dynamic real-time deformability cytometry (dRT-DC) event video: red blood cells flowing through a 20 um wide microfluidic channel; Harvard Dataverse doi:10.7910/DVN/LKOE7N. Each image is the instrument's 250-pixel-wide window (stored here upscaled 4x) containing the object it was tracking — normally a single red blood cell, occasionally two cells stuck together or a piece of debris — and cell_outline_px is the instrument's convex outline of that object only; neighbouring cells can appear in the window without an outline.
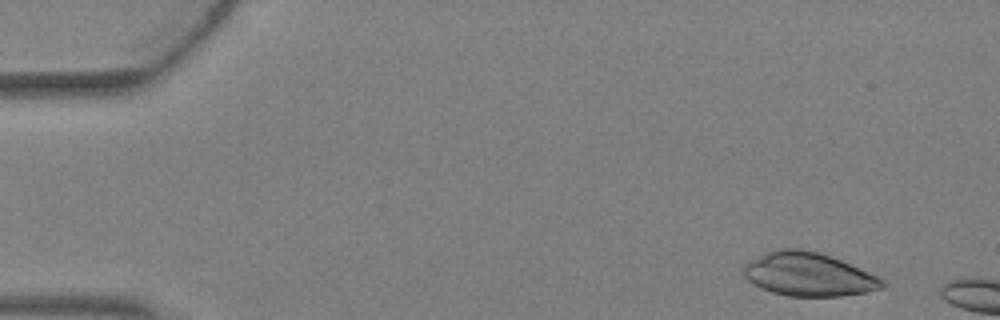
{"species": "Egyptian fruit bat (a non-hibernating species)", "species_latin": "Rousettus aegyptiacus", "temperature_condition": "warm", "stored_images_in_passage": 2, "camera_frame_rate_fps": 3000, "um_per_image_px": 0.085, "animal": {"sex": "female"}, "frame": {"image": 1, "passage_image": 1, "time_ms": 0.0, "image_size_px": [1000, 320], "cell_outline_px": [[884, 288], [864, 292], [840, 296], [788, 296], [772, 292], [760, 288], [752, 284], [744, 276], [744, 264], [748, 260], [776, 248], [800, 248], [820, 252], [832, 256], [876, 276], [884, 280]], "centroid_in_image_um": [68.67, 23.31], "position_along_channel_um": 16.3, "area_um2": 35.2}}